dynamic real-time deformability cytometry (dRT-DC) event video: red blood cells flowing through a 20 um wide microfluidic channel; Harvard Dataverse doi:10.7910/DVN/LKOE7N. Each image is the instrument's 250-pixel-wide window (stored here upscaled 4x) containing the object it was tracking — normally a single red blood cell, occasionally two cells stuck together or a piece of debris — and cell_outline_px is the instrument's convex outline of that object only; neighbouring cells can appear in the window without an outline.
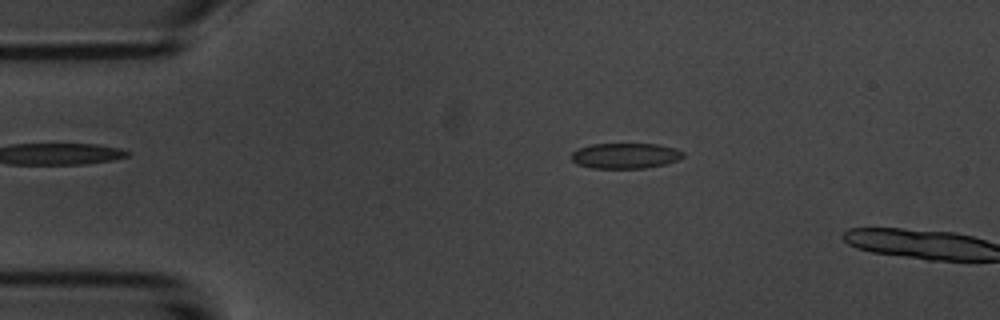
{"species": "common noctule bat (a hibernating species)", "species_latin": "Nyctalus noctula", "temperature_condition": "room temperature", "stored_images_in_passage": 2, "camera_frame_rate_fps": 3000, "um_per_image_px": 0.085, "animal": {"sex": "male", "body_mass_g": 20.1, "forearm_length_mm": 53.5}, "frame": {"image": 1, "passage_image": 1, "time_ms": 0.0, "image_size_px": [1000, 320], "cell_outline_px": [[684, 156], [676, 160], [664, 164], [644, 168], [592, 168], [576, 164], [572, 160], [572, 152], [580, 148], [592, 144], [656, 144], [676, 148], [684, 152]], "centroid_in_image_um": [53.15, 13.24], "position_along_channel_um": 31.9, "area_um2": 16.47}}